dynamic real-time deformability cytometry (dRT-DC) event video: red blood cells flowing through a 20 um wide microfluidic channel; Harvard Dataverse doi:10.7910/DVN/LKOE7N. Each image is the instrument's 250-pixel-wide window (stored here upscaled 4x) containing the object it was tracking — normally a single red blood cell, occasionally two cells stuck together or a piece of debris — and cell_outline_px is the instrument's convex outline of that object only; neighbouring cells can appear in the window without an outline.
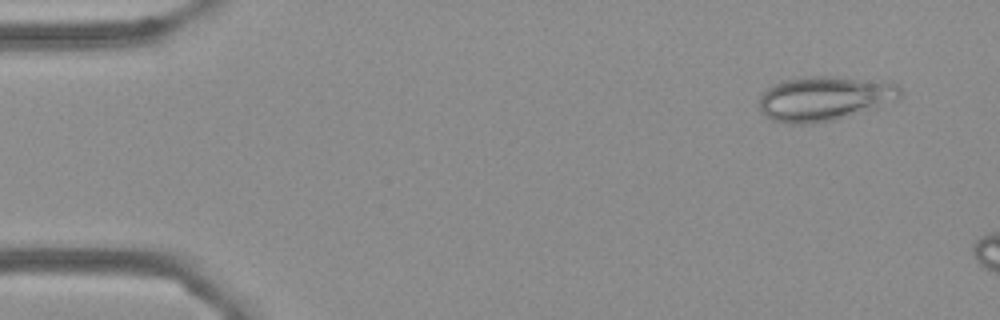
{"species": "Egyptian fruit bat (a non-hibernating species)", "species_latin": "Rousettus aegyptiacus", "temperature_condition": "cold", "stored_images_in_passage": 11, "camera_frame_rate_fps": 3000, "um_per_image_px": 0.085, "frame": {"image": 1, "passage_image": 4, "time_ms": 1.0, "image_size_px": [1000, 320], "cell_outline_px": [[904, 92], [900, 100], [876, 108], [836, 120], [808, 124], [792, 124], [772, 120], [764, 116], [760, 112], [760, 96], [768, 88], [784, 80], [804, 76], [832, 76], [896, 84]], "centroid_in_image_um": [70.09, 8.39], "position_along_channel_um": 14.9, "area_um2": 36.76}}